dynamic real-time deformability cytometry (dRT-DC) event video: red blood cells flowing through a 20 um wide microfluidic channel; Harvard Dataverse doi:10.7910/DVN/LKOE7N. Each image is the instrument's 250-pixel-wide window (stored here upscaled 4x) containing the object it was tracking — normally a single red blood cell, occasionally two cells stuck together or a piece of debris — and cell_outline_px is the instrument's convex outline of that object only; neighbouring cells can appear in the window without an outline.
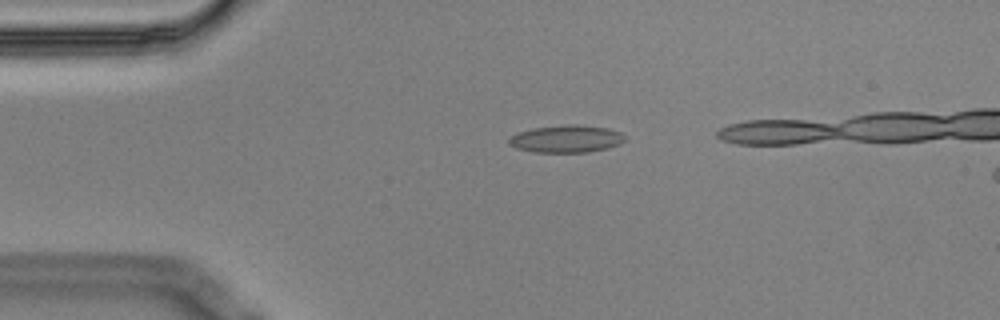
{"species": "Egyptian fruit bat (a non-hibernating species)", "species_latin": "Rousettus aegyptiacus", "temperature_condition": "cold", "stored_images_in_passage": 4, "camera_frame_rate_fps": 3000, "um_per_image_px": 0.085, "animal": {"sex": "male"}, "frame": {"image": 1, "passage_image": 2, "time_ms": 0.333, "image_size_px": [1000, 320], "cell_outline_px": [[628, 136], [620, 144], [608, 148], [588, 152], [532, 152], [516, 148], [508, 144], [508, 140], [516, 132], [532, 128], [568, 124], [576, 124], [608, 128], [620, 132]], "centroid_in_image_um": [48.14, 11.8], "position_along_channel_um": 36.9, "area_um2": 18.73}}